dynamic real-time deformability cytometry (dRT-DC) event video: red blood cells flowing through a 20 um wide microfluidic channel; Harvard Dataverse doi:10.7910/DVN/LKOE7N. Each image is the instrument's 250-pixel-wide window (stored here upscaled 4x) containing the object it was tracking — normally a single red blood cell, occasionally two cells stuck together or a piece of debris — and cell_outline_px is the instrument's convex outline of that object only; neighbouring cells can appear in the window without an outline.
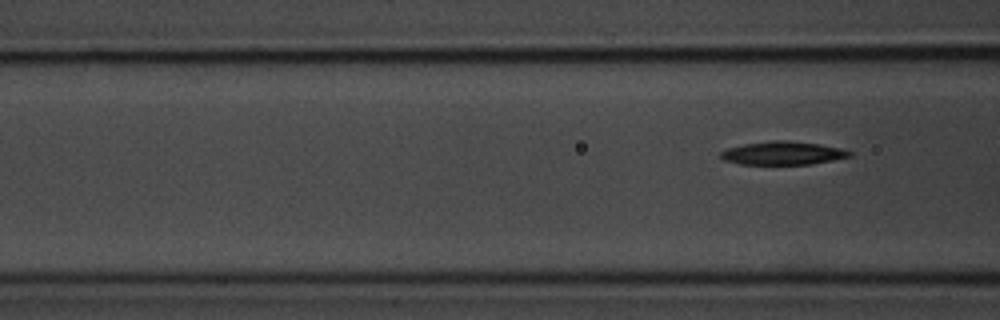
{"species": "common noctule bat (a hibernating species)", "species_latin": "Nyctalus noctula", "temperature_condition": "room temperature", "stored_images_in_passage": 3, "segment_of_instrument_passage": [2, 2], "camera_frame_rate_fps": 3000, "um_per_image_px": 0.085, "animal": {"sex": "male", "body_mass_g": 20.1, "forearm_length_mm": 53.5}, "frame": {"image": 1, "passage_image": 3, "time_ms": 3.333, "image_size_px": [1000, 320], "cell_outline_px": [[852, 156], [812, 164], [740, 164], [724, 160], [720, 156], [720, 152], [724, 148], [744, 144], [772, 140], [784, 140], [820, 144], [840, 148], [852, 152]], "centroid_in_image_um": [66.51, 13.01], "position_along_channel_um": 100.1, "area_um2": 17.51}}